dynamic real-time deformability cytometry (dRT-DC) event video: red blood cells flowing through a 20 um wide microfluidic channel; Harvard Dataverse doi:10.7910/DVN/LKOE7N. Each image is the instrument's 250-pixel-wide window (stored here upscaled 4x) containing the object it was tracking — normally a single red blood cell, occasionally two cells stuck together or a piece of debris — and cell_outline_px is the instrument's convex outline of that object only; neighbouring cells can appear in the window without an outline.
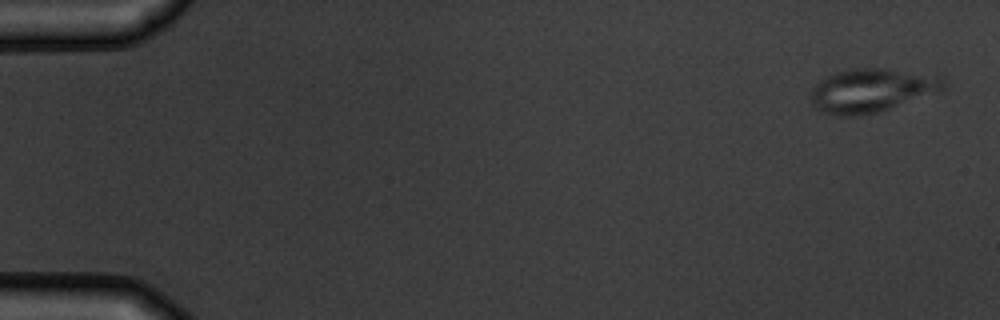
{"species": "common noctule bat (a hibernating species)", "species_latin": "Nyctalus noctula", "temperature_condition": "warm", "stored_images_in_passage": 5, "camera_frame_rate_fps": 3000, "um_per_image_px": 0.085, "animal": {"sex": "male", "body_mass_g": 19.5, "forearm_length_mm": 54.6}, "frame": {"image": 1, "passage_image": 1, "time_ms": 0.0, "image_size_px": [1000, 320], "cell_outline_px": [[948, 84], [940, 92], [880, 112], [860, 116], [840, 116], [824, 112], [816, 108], [812, 104], [812, 88], [820, 80], [836, 72], [856, 68], [888, 68], [944, 76]], "centroid_in_image_um": [74.17, 7.68], "position_along_channel_um": 10.8, "area_um2": 34.22}}